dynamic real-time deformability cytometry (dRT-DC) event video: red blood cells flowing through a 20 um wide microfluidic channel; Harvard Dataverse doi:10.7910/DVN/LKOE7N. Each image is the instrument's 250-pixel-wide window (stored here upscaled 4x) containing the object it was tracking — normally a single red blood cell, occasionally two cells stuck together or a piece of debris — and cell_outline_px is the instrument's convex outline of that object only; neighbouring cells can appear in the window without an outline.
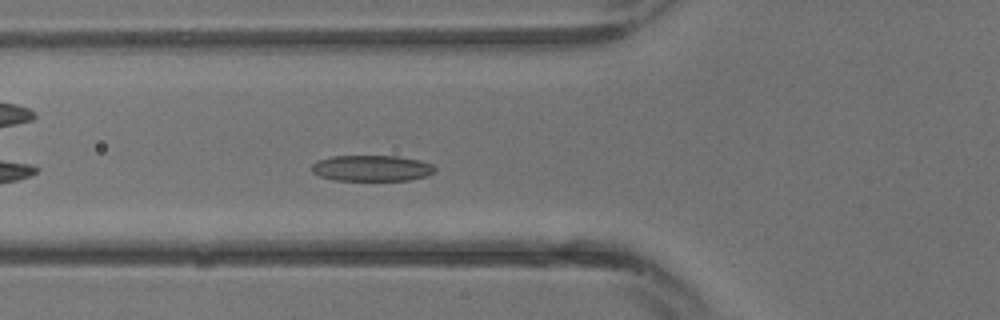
{"species": "common noctule bat (a hibernating species)", "species_latin": "Nyctalus noctula", "temperature_condition": "warm", "stored_images_in_passage": 5, "camera_frame_rate_fps": 3000, "um_per_image_px": 0.085, "animal": {"sex": "male", "body_mass_g": 13.3}, "frame": {"image": 1, "passage_image": 3, "time_ms": 0.667, "image_size_px": [1000, 320], "cell_outline_px": [[436, 172], [424, 176], [408, 180], [332, 180], [320, 176], [312, 172], [312, 164], [316, 160], [332, 156], [400, 156], [420, 160], [432, 164], [436, 168]], "centroid_in_image_um": [31.59, 14.29], "position_along_channel_um": 94.2, "area_um2": 18.73}}
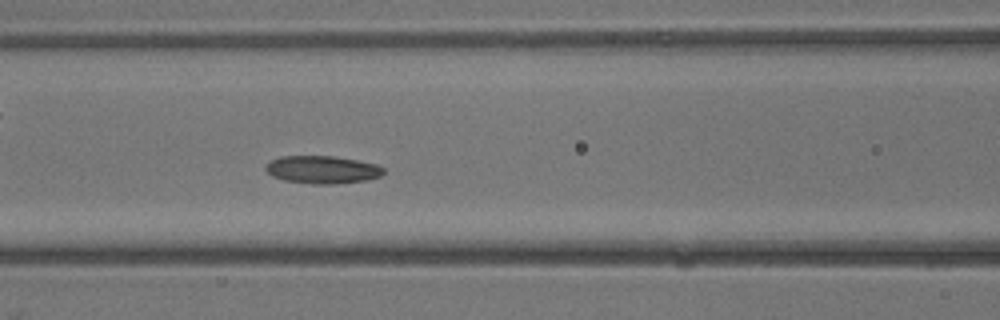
{"frame": {"image": 2, "passage_image": 5, "time_ms": 1.333, "image_size_px": [1000, 320], "cell_outline_px": [[384, 172], [380, 176], [368, 180], [332, 184], [312, 184], [284, 180], [272, 176], [264, 168], [272, 160], [280, 156], [332, 156], [356, 160], [376, 164], [384, 168]], "centroid_in_image_um": [27.4, 14.42], "position_along_channel_um": 139.2, "area_um2": 18.96}}